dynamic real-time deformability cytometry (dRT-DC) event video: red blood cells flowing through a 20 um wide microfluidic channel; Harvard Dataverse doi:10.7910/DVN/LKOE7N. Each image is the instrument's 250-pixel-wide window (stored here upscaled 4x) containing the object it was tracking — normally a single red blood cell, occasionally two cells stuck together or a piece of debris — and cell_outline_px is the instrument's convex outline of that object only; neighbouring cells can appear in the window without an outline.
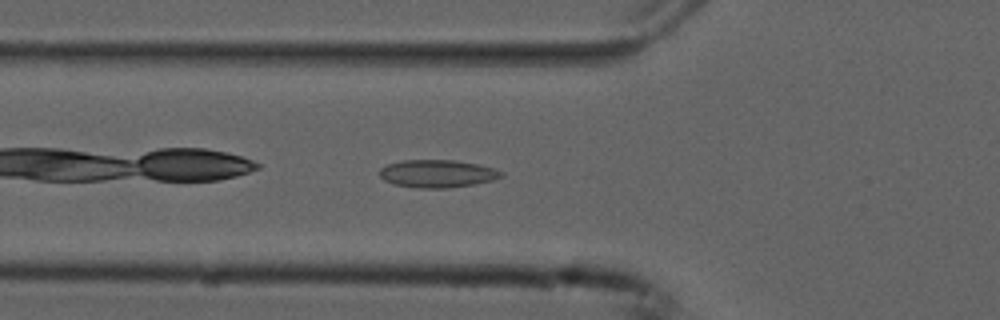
{"species": "common noctule bat (a hibernating species)", "species_latin": "Nyctalus noctula", "temperature_condition": "cold", "stored_images_in_passage": 36, "camera_frame_rate_fps": 3000, "um_per_image_px": 0.085, "animal": {"sex": "male", "forearm_length_mm": 52.5}, "frame": {"image": 1, "passage_image": 4, "time_ms": 1.0, "image_size_px": [1000, 320], "cell_outline_px": [[504, 176], [492, 180], [472, 184], [448, 188], [420, 188], [392, 184], [384, 180], [380, 176], [380, 168], [388, 164], [404, 160], [452, 160], [476, 164], [492, 168], [504, 172]], "centroid_in_image_um": [37.15, 14.76], "position_along_channel_um": 88.6, "area_um2": 19.48}}
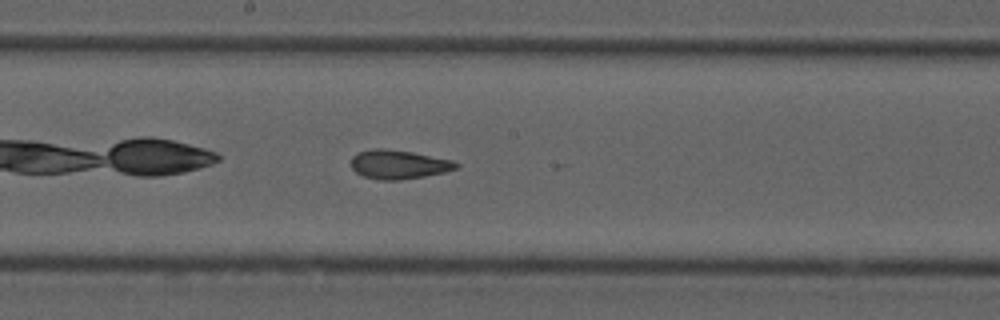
{"frame": {"image": 2, "passage_image": 14, "time_ms": 4.333, "image_size_px": [1000, 320], "cell_outline_px": [[460, 164], [456, 168], [444, 172], [424, 176], [400, 180], [380, 180], [364, 176], [356, 172], [352, 168], [352, 156], [356, 152], [372, 148], [384, 148], [412, 152], [452, 160]], "centroid_in_image_um": [33.85, 13.97], "position_along_channel_um": 214.3, "area_um2": 17.69}}
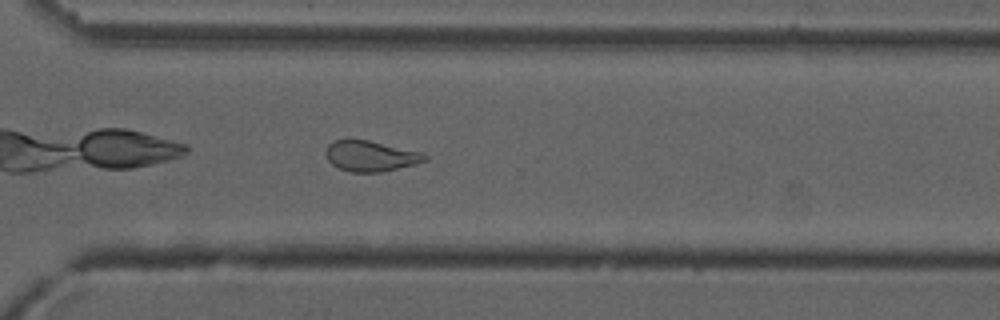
{"frame": {"image": 3, "passage_image": 24, "time_ms": 7.667, "image_size_px": [1000, 320], "cell_outline_px": [[428, 160], [416, 164], [380, 172], [352, 172], [340, 168], [332, 164], [328, 160], [324, 152], [328, 144], [336, 140], [368, 140], [424, 152], [428, 156]], "centroid_in_image_um": [31.54, 13.26], "position_along_channel_um": 339.1, "area_um2": 17.69}, "authors_computed_cell_mechanics": {"area_um2": 18.0914, "velocity_mm_per_s": 3.7541, "shape_relaxation_time_tau1_ms": null, "shape_relaxation_time_tau2_ms": 2.3858, "deformation_change_tau1": null, "deformation_change_tau2": 0.0888}}